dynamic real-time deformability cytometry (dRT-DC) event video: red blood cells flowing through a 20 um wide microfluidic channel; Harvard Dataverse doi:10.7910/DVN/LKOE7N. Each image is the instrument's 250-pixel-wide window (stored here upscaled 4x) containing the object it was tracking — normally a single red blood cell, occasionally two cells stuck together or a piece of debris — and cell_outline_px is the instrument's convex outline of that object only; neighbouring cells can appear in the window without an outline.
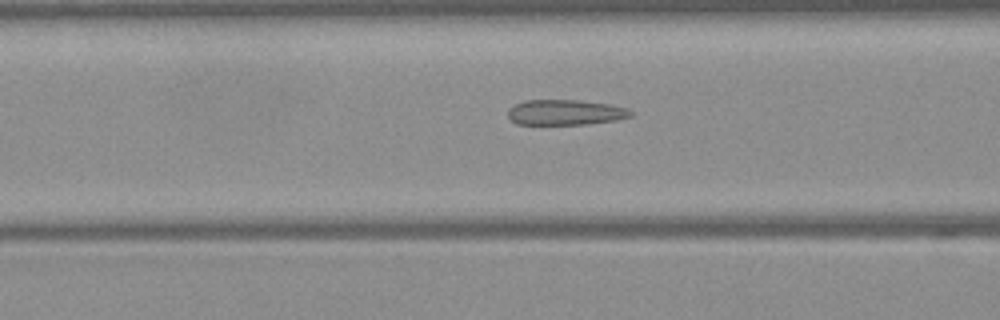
{"species": "Egyptian fruit bat (a non-hibernating species)", "species_latin": "Rousettus aegyptiacus", "temperature_condition": "warm", "stored_images_in_passage": 34, "camera_frame_rate_fps": 3000, "um_per_image_px": 0.085, "frame": {"image": 1, "passage_image": 14, "time_ms": 4.333, "image_size_px": [1000, 320], "cell_outline_px": [[632, 116], [616, 120], [588, 124], [516, 124], [508, 116], [508, 108], [524, 100], [580, 100], [612, 104], [628, 108], [632, 112]], "centroid_in_image_um": [48.08, 9.54], "position_along_channel_um": 118.5, "area_um2": 18.26}}
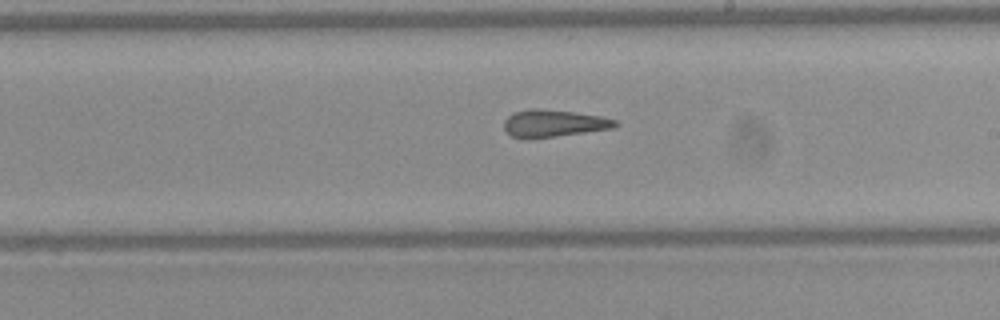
{"frame": {"image": 2, "passage_image": 23, "time_ms": 7.333, "image_size_px": [1000, 320], "cell_outline_px": [[620, 124], [616, 128], [552, 136], [512, 136], [504, 128], [504, 120], [508, 116], [516, 112], [532, 108], [540, 108], [572, 112], [600, 116], [616, 120]], "centroid_in_image_um": [47.13, 10.45], "position_along_channel_um": 241.9, "area_um2": 16.99}}
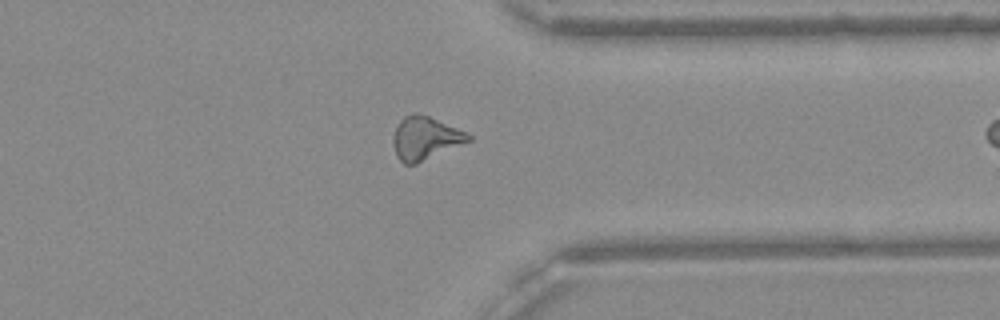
{"frame": {"image": 3, "passage_image": 33, "time_ms": 10.667, "image_size_px": [1000, 320], "cell_outline_px": [[472, 140], [416, 164], [404, 164], [396, 156], [392, 140], [396, 128], [400, 120], [404, 116], [416, 112], [428, 116], [456, 128], [472, 136]], "centroid_in_image_um": [36.12, 11.76], "position_along_channel_um": 375.3, "area_um2": 18.67}}